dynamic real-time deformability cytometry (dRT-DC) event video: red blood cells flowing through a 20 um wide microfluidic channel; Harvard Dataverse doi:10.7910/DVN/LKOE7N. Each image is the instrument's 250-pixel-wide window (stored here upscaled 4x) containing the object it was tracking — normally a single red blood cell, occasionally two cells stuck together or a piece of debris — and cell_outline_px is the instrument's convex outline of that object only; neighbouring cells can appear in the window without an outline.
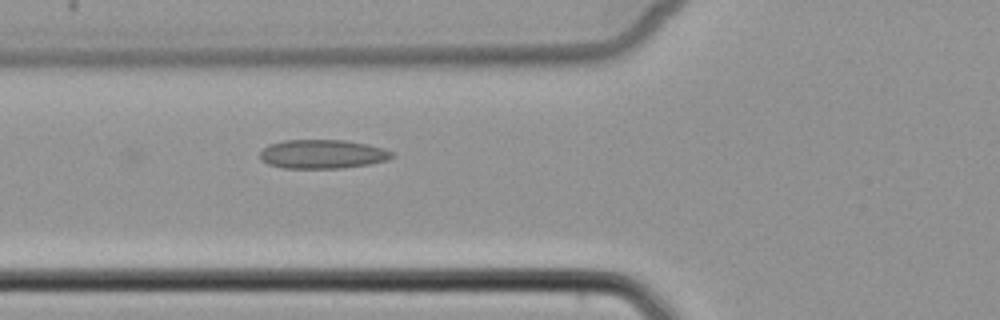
{"species": "common noctule bat (a hibernating species)", "species_latin": "Nyctalus noctula", "temperature_condition": "cold", "stored_images_in_passage": 5, "camera_frame_rate_fps": 3000, "um_per_image_px": 0.085, "animal": {"sex": "female", "body_mass_g": 22.7, "forearm_length_mm": 54.2}, "frame": {"image": 1, "passage_image": 5, "time_ms": 7.0, "image_size_px": [1000, 320], "cell_outline_px": [[396, 156], [388, 160], [368, 164], [340, 168], [284, 168], [268, 164], [260, 160], [260, 152], [268, 144], [284, 140], [344, 140], [368, 144], [384, 148], [392, 152]], "centroid_in_image_um": [27.41, 13.09], "position_along_channel_um": 98.4, "area_um2": 22.37}}